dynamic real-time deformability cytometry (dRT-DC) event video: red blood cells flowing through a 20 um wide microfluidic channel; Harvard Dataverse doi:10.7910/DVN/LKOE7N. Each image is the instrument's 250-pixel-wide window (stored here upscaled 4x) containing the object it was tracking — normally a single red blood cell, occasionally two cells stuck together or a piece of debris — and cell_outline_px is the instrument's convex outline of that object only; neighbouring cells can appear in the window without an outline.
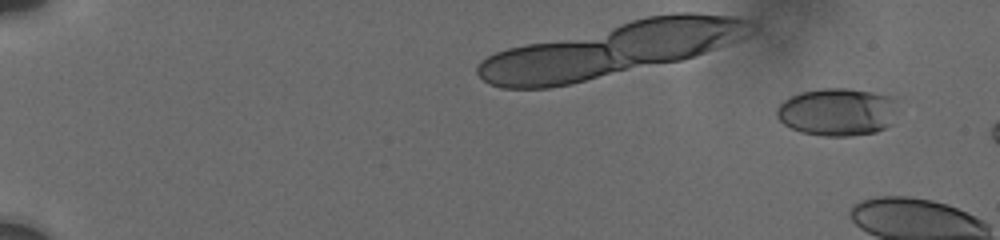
{"species": "human", "species_latin": "Homo sapiens", "temperature_condition": "cold", "stored_images_in_passage": 4, "camera_frame_rate_fps": 3000, "um_per_image_px": 0.085, "donor": {"sex": "male"}, "frame": {"image": 1, "passage_image": 2, "time_ms": 1.0, "image_size_px": [1000, 240], "cell_outline_px": [[900, 100], [892, 124], [876, 132], [848, 136], [824, 136], [800, 132], [784, 124], [776, 116], [776, 108], [784, 100], [800, 92], [820, 88], [848, 88], [872, 92], [892, 96]], "centroid_in_image_um": [71.22, 9.5], "position_along_channel_um": 13.8, "area_um2": 34.16}}